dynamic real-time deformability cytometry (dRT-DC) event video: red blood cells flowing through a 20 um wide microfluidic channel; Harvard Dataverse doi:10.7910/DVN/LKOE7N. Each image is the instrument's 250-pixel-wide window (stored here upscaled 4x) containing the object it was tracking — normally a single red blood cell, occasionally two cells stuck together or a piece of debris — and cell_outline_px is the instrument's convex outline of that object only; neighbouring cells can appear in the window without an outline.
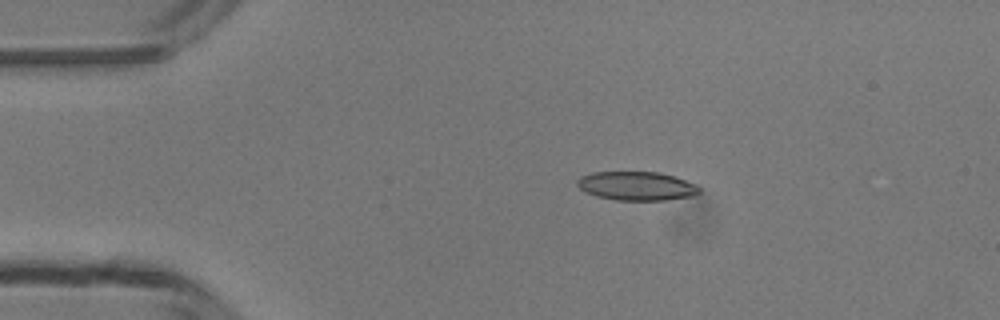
{"species": "common noctule bat (a hibernating species)", "species_latin": "Nyctalus noctula", "temperature_condition": "room temperature", "stored_images_in_passage": 49, "camera_frame_rate_fps": 3000, "um_per_image_px": 0.085, "animal": {"sex": "male", "body_mass_g": 13.3}, "frame": {"image": 1, "passage_image": 9, "time_ms": 2.667, "image_size_px": [1000, 320], "cell_outline_px": [[700, 192], [692, 196], [664, 200], [616, 200], [596, 196], [584, 192], [576, 184], [576, 180], [580, 176], [592, 172], [660, 172], [696, 184], [700, 188]], "centroid_in_image_um": [54.07, 15.81], "position_along_channel_um": 30.9, "area_um2": 20.52}}
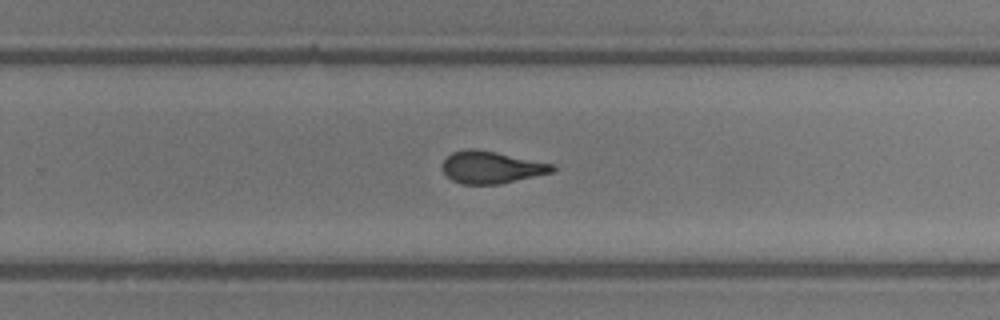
{"frame": {"image": 2, "passage_image": 31, "time_ms": 10.0, "image_size_px": [1000, 320], "cell_outline_px": [[556, 168], [552, 172], [500, 184], [460, 184], [452, 180], [444, 172], [444, 160], [452, 152], [468, 148], [476, 148], [556, 164]], "centroid_in_image_um": [41.79, 14.21], "position_along_channel_um": 288.0, "area_um2": 20.58}}
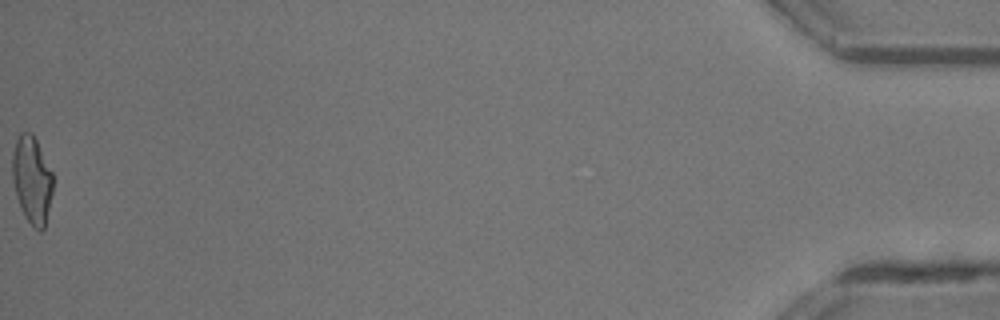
{"frame": {"image": 3, "passage_image": 49, "time_ms": 16.0, "image_size_px": [1000, 320], "cell_outline_px": [[52, 192], [44, 228], [40, 232], [24, 216], [20, 208], [16, 196], [12, 176], [12, 152], [16, 140], [20, 132], [32, 132], [52, 172]], "centroid_in_image_um": [2.69, 15.26], "position_along_channel_um": 432.5, "area_um2": 20.46}, "authors_computed_cell_mechanics": {"area_um2": 20.7502, "velocity_mm_per_s": 4.1963, "shape_relaxation_time_tau1_ms": 7.7759, "shape_relaxation_time_tau2_ms": 1.7889, "deformation_change_tau1": 0.2206, "deformation_change_tau2": 0.0985}}